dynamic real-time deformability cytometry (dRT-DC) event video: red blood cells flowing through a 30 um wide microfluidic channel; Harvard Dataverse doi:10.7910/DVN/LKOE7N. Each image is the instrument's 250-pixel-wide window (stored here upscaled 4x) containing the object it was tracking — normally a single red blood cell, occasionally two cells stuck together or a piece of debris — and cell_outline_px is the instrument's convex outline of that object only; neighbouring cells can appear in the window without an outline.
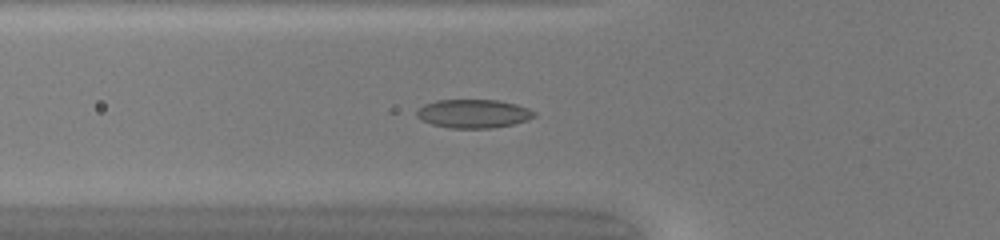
{"species": "common noctule bat (a hibernating species)", "species_latin": "Nyctalus noctula", "temperature_condition": "warm", "stored_images_in_passage": 46, "camera_frame_rate_fps": 3000, "um_per_image_px": 0.085, "animal": {"sex": "female", "body_mass_g": 20.0, "forearm_length_mm": 54.0}, "frame": {"image": 1, "passage_image": 18, "time_ms": 5.667, "image_size_px": [1000, 240], "cell_outline_px": [[536, 116], [528, 120], [512, 124], [492, 128], [448, 128], [432, 124], [420, 120], [416, 116], [416, 112], [424, 104], [436, 100], [500, 100], [516, 104], [528, 108], [536, 112]], "centroid_in_image_um": [40.24, 9.66], "position_along_channel_um": 85.6, "area_um2": 19.71}}
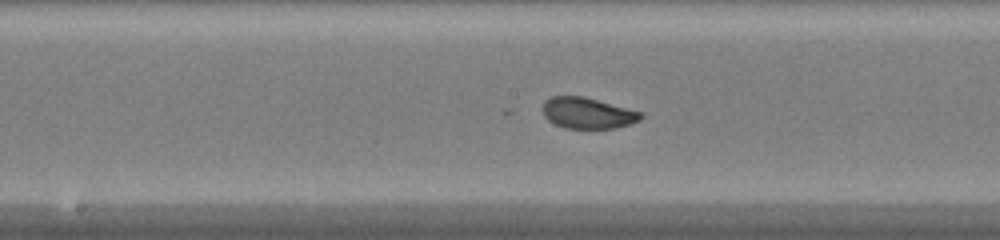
{"frame": {"image": 2, "passage_image": 26, "time_ms": 8.333, "image_size_px": [1000, 240], "cell_outline_px": [[644, 116], [640, 120], [632, 124], [616, 128], [564, 128], [548, 120], [544, 116], [544, 100], [552, 96], [584, 96], [644, 112]], "centroid_in_image_um": [50.01, 9.61], "position_along_channel_um": 198.2, "area_um2": 17.92}}
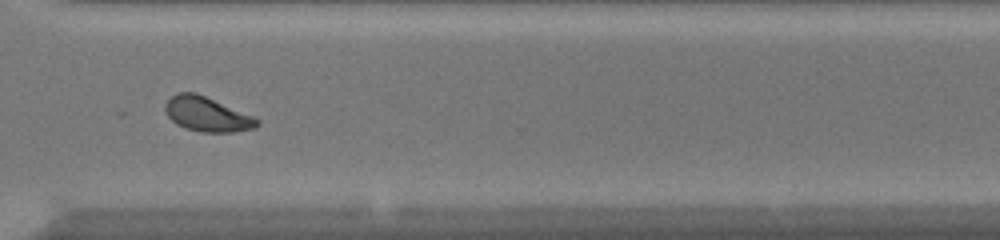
{"frame": {"image": 3, "passage_image": 37, "time_ms": 12.0, "image_size_px": [1000, 240], "cell_outline_px": [[260, 124], [256, 128], [232, 132], [200, 132], [184, 128], [176, 124], [168, 116], [164, 108], [164, 104], [172, 96], [180, 92], [196, 92], [256, 116], [260, 120]], "centroid_in_image_um": [17.64, 9.71], "position_along_channel_um": 353.0, "area_um2": 18.84}}